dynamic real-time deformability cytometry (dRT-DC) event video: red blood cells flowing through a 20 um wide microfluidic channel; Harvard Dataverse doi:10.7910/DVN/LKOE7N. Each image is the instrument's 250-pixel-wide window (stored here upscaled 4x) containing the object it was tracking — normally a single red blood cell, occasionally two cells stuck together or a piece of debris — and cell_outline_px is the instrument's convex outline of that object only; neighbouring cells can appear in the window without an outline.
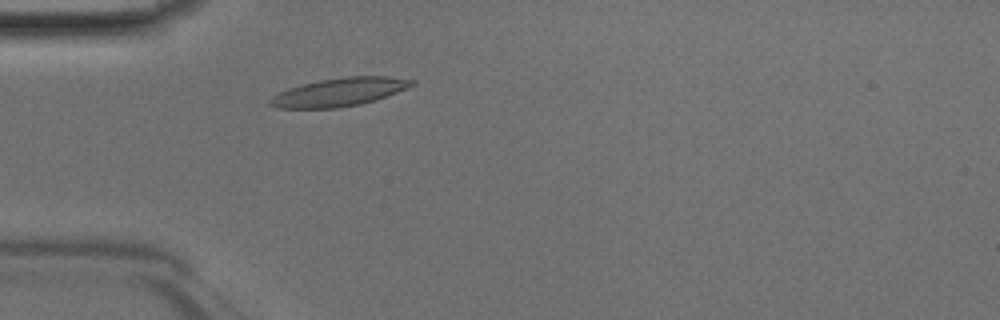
{"species": "Egyptian fruit bat (a non-hibernating species)", "species_latin": "Rousettus aegyptiacus", "temperature_condition": "room temperature", "stored_images_in_passage": 40, "camera_frame_rate_fps": 3000, "um_per_image_px": 0.085, "animal": {"sex": "male"}, "frame": {"image": 1, "passage_image": 7, "time_ms": 2.0, "image_size_px": [1000, 320], "cell_outline_px": [[416, 84], [408, 88], [376, 100], [360, 104], [336, 108], [276, 108], [268, 104], [268, 100], [272, 96], [288, 88], [320, 80], [344, 76], [388, 76], [416, 80]], "centroid_in_image_um": [28.86, 7.82], "position_along_channel_um": 56.1, "area_um2": 23.47}}
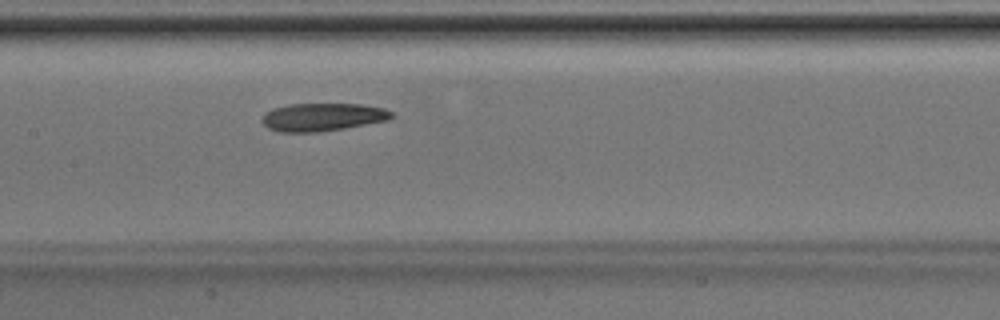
{"frame": {"image": 2, "passage_image": 16, "time_ms": 5.0, "image_size_px": [1000, 320], "cell_outline_px": [[396, 116], [388, 120], [344, 128], [316, 132], [280, 132], [268, 128], [260, 120], [264, 112], [272, 108], [288, 104], [360, 104], [384, 108], [392, 112]], "centroid_in_image_um": [27.39, 9.94], "position_along_channel_um": 180.0, "area_um2": 21.21}}
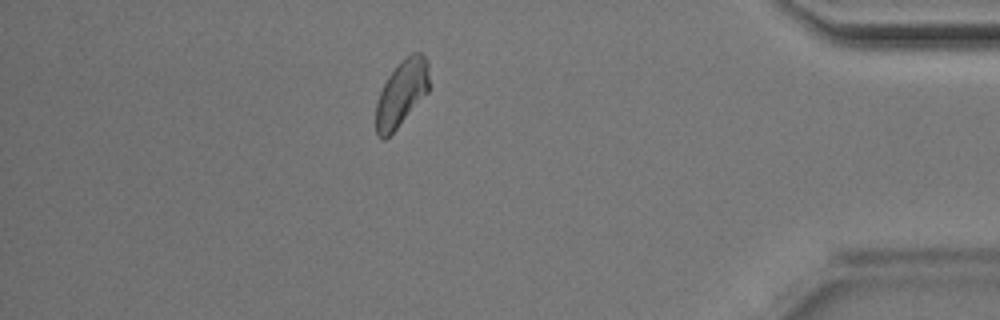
{"frame": {"image": 3, "passage_image": 34, "time_ms": 11.0, "image_size_px": [1000, 320], "cell_outline_px": [[428, 92], [396, 128], [384, 140], [376, 132], [376, 104], [380, 92], [388, 76], [412, 52], [420, 52], [428, 60]], "centroid_in_image_um": [34.14, 7.92], "position_along_channel_um": 401.1, "area_um2": 19.88}}